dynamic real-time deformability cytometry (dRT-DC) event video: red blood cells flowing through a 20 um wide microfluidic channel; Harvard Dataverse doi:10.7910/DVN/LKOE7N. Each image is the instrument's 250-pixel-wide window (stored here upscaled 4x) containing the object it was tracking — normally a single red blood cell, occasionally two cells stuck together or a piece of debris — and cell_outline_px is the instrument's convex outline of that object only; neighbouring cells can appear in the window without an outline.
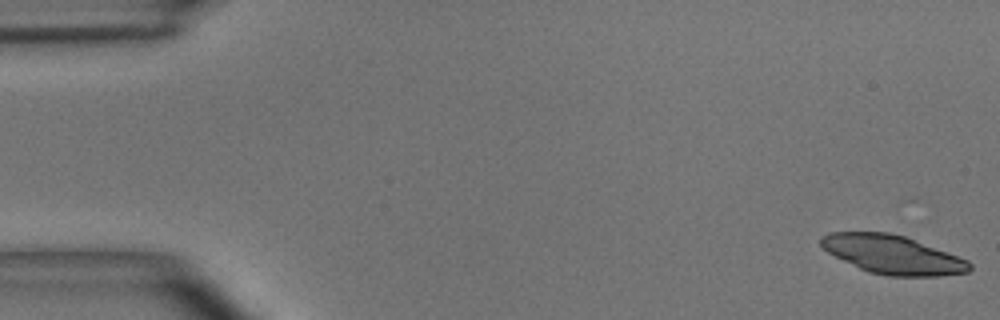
{"species": "common noctule bat (a hibernating species)", "species_latin": "Nyctalus noctula", "temperature_condition": "room temperature", "stored_images_in_passage": 7, "camera_frame_rate_fps": 3000, "um_per_image_px": 0.085, "animal": {"sex": "male", "body_mass_g": 15.6}, "frame": {"image": 1, "passage_image": 1, "time_ms": 0.0, "image_size_px": [1000, 320], "cell_outline_px": [[972, 268], [968, 272], [940, 276], [888, 276], [868, 272], [828, 252], [820, 244], [820, 236], [832, 232], [888, 232], [904, 236], [948, 252], [968, 260], [972, 264]], "centroid_in_image_um": [75.89, 21.64], "position_along_channel_um": 9.1, "area_um2": 33.23}}